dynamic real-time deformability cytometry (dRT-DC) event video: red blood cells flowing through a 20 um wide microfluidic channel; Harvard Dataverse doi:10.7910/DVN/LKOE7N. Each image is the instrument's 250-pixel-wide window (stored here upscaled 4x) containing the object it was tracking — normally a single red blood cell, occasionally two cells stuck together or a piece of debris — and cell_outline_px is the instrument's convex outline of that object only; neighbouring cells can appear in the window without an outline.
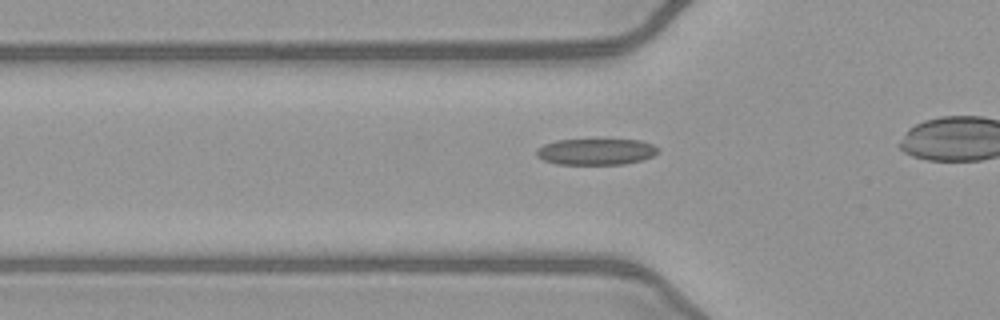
{"species": "common noctule bat (a hibernating species)", "species_latin": "Nyctalus noctula", "temperature_condition": "warm", "stored_images_in_passage": 32, "camera_frame_rate_fps": 3000, "um_per_image_px": 0.085, "animal": {"sex": "female", "body_mass_g": 21.9}, "frame": {"image": 1, "passage_image": 9, "time_ms": 2.667, "image_size_px": [1000, 320], "cell_outline_px": [[660, 148], [652, 156], [640, 160], [624, 164], [556, 164], [544, 160], [536, 156], [536, 148], [544, 144], [556, 140], [640, 140], [652, 144]], "centroid_in_image_um": [50.62, 12.89], "position_along_channel_um": 75.2, "area_um2": 18.5}}
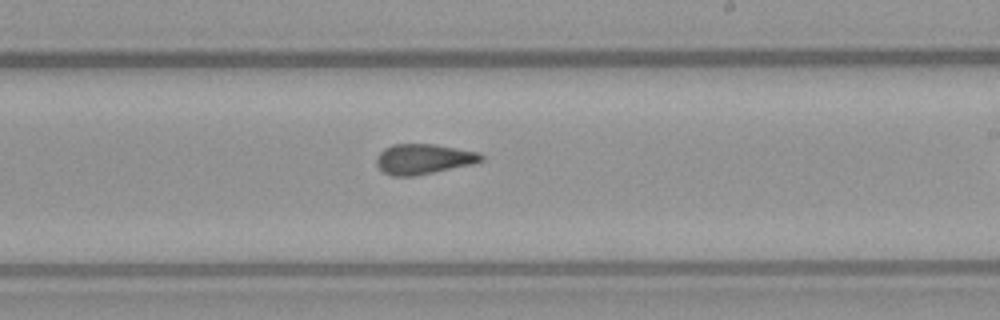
{"frame": {"image": 2, "passage_image": 22, "time_ms": 7.0, "image_size_px": [1000, 320], "cell_outline_px": [[484, 160], [472, 164], [412, 176], [392, 176], [384, 172], [376, 164], [376, 156], [384, 148], [392, 144], [436, 144], [480, 152], [484, 156]], "centroid_in_image_um": [36.0, 13.5], "position_along_channel_um": 253.0, "area_um2": 18.44}}
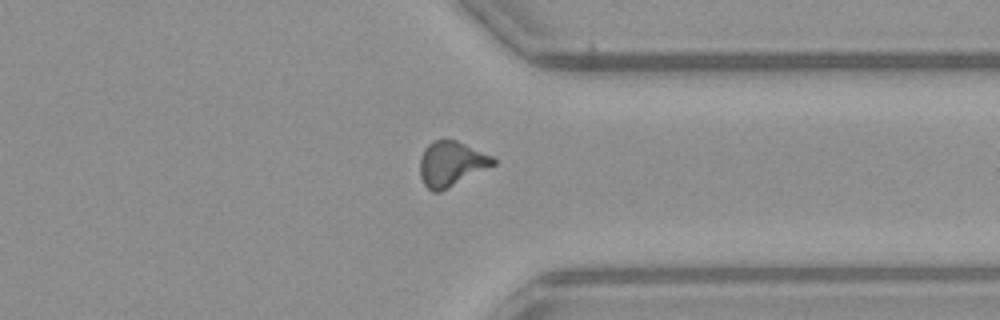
{"frame": {"image": 3, "passage_image": 31, "time_ms": 10.0, "image_size_px": [1000, 320], "cell_outline_px": [[496, 164], [440, 192], [432, 192], [424, 184], [420, 176], [420, 156], [424, 148], [432, 140], [456, 140], [492, 156], [496, 160]], "centroid_in_image_um": [38.33, 13.92], "position_along_channel_um": 373.1, "area_um2": 19.13}}